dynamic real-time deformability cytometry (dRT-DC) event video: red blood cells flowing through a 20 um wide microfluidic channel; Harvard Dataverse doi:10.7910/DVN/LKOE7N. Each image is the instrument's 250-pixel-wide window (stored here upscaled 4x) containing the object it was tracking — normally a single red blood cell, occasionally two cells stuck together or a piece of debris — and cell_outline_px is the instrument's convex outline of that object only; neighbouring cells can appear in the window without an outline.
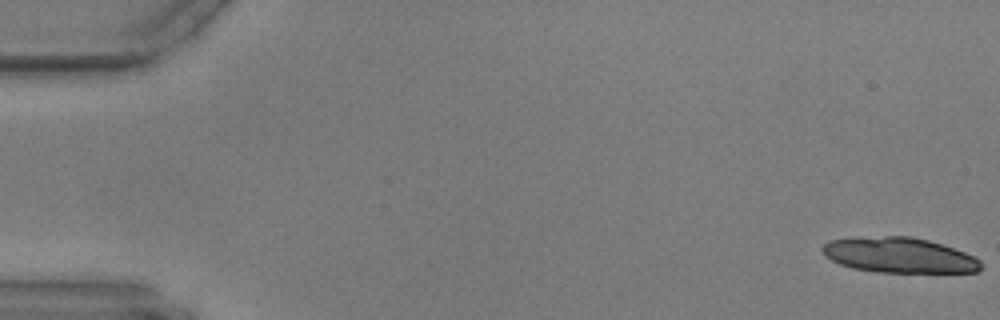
{"species": "common noctule bat (a hibernating species)", "species_latin": "Nyctalus noctula", "temperature_condition": "warm", "stored_images_in_passage": 20, "camera_frame_rate_fps": 3000, "um_per_image_px": 0.085, "animal": {"sex": "male", "body_mass_g": 17.9, "forearm_length_mm": 54.2}, "frame": {"image": 1, "passage_image": 1, "time_ms": 0.0, "image_size_px": [1000, 320], "cell_outline_px": [[984, 268], [976, 272], [880, 272], [852, 268], [840, 264], [824, 256], [820, 248], [828, 240], [852, 236], [912, 236], [928, 240], [976, 256], [984, 264]], "centroid_in_image_um": [76.41, 21.68], "position_along_channel_um": 8.6, "area_um2": 33.06}}
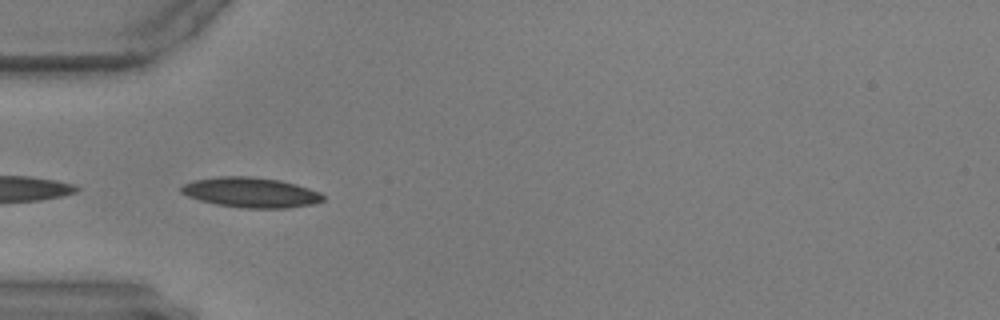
{"frame": {"image": 2, "passage_image": 19, "time_ms": 6.0, "image_size_px": [1000, 320], "cell_outline_px": [[324, 200], [316, 204], [288, 208], [240, 208], [216, 204], [200, 200], [188, 196], [180, 192], [180, 188], [184, 184], [196, 180], [220, 176], [252, 176], [280, 180], [296, 184], [320, 192], [324, 196]], "centroid_in_image_um": [21.36, 16.36], "position_along_channel_um": 63.6, "area_um2": 24.97}}